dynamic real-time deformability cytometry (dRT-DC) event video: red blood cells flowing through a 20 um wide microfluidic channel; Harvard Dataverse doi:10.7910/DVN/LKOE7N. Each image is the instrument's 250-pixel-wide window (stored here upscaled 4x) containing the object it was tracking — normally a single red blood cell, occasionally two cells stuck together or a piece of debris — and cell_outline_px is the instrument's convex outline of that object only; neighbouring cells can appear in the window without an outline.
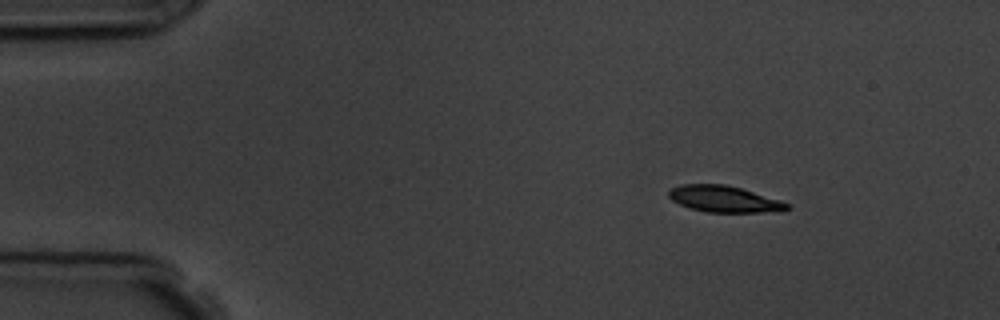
{"species": "common noctule bat (a hibernating species)", "species_latin": "Nyctalus noctula", "temperature_condition": "room temperature", "stored_images_in_passage": 5, "camera_frame_rate_fps": 3000, "um_per_image_px": 0.085, "animal": {"sex": "male", "body_mass_g": 19.5, "forearm_length_mm": 54.6}, "frame": {"image": 1, "passage_image": 2, "time_ms": 1.333, "image_size_px": [1000, 320], "cell_outline_px": [[792, 208], [760, 212], [704, 212], [688, 208], [672, 200], [668, 196], [668, 192], [672, 188], [680, 184], [724, 184], [740, 188], [780, 200], [788, 204]], "centroid_in_image_um": [61.48, 16.91], "position_along_channel_um": 23.5, "area_um2": 17.98}}